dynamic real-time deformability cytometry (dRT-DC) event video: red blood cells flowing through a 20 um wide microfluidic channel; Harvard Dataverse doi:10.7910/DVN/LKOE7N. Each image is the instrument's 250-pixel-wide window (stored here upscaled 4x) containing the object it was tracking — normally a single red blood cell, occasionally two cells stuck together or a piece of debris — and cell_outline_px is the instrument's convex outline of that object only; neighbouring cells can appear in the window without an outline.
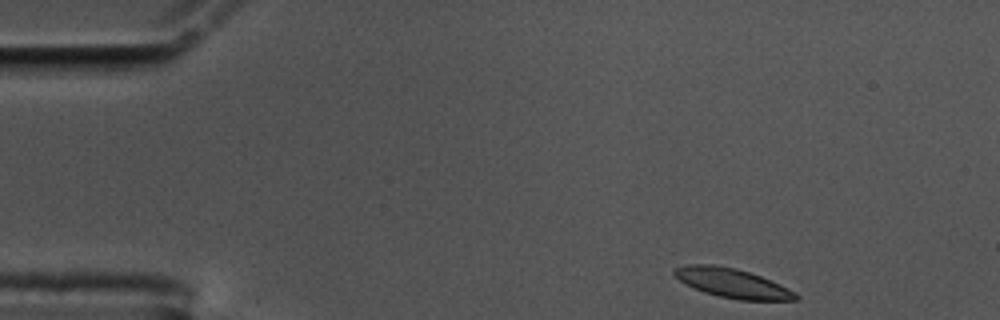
{"species": "common noctule bat (a hibernating species)", "species_latin": "Nyctalus noctula", "temperature_condition": "cold", "stored_images_in_passage": 52, "camera_frame_rate_fps": 3000, "um_per_image_px": 0.085, "animal": {"sex": "male", "body_mass_g": 17.5, "forearm_length_mm": 52.3}, "frame": {"image": 1, "passage_image": 1, "time_ms": 0.0, "image_size_px": [1000, 320], "cell_outline_px": [[800, 296], [796, 300], [740, 300], [720, 296], [704, 292], [680, 280], [672, 272], [672, 268], [692, 264], [712, 264], [736, 268], [760, 276], [788, 288], [796, 292]], "centroid_in_image_um": [62.26, 24.06], "position_along_channel_um": 22.7, "area_um2": 20.4}}
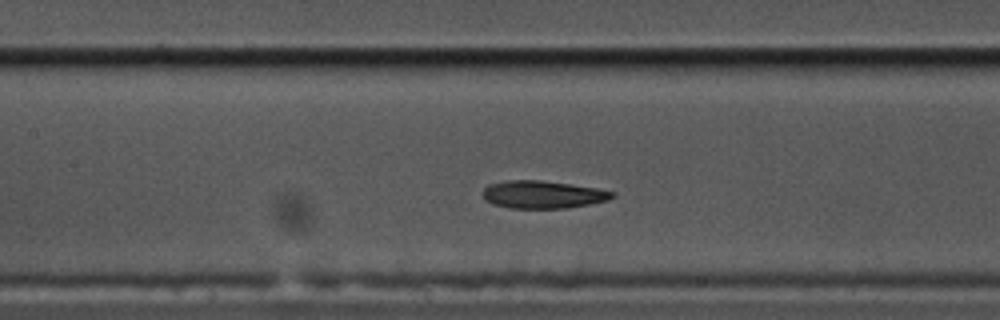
{"frame": {"image": 2, "passage_image": 20, "time_ms": 6.333, "image_size_px": [1000, 320], "cell_outline_px": [[616, 196], [608, 200], [588, 204], [564, 208], [508, 208], [492, 204], [484, 200], [484, 188], [488, 184], [508, 180], [540, 180], [596, 188], [616, 192]], "centroid_in_image_um": [46.12, 16.54], "position_along_channel_um": 161.3, "area_um2": 20.81}}
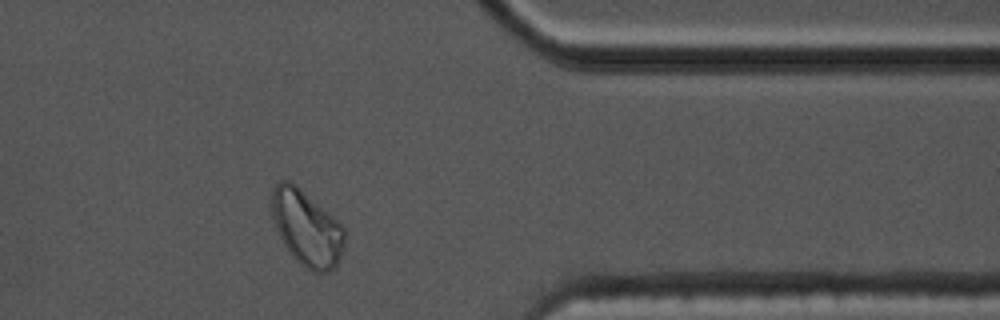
{"frame": {"image": 3, "passage_image": 41, "time_ms": 13.333, "image_size_px": [1000, 320], "cell_outline_px": [[344, 252], [336, 268], [328, 272], [312, 272], [300, 264], [292, 256], [284, 244], [272, 220], [268, 208], [268, 200], [272, 188], [280, 180], [288, 180], [296, 184], [336, 220], [344, 228]], "centroid_in_image_um": [26.02, 19.37], "position_along_channel_um": 385.4, "area_um2": 32.6}}